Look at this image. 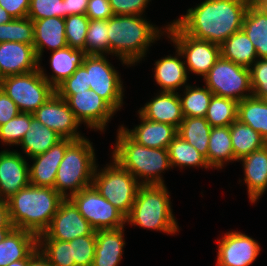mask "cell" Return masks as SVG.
I'll list each match as a JSON object with an SVG mask.
<instances>
[{"mask_svg":"<svg viewBox=\"0 0 267 266\" xmlns=\"http://www.w3.org/2000/svg\"><path fill=\"white\" fill-rule=\"evenodd\" d=\"M2 88V78L0 77V90Z\"/></svg>","mask_w":267,"mask_h":266,"instance_id":"obj_59","label":"cell"},{"mask_svg":"<svg viewBox=\"0 0 267 266\" xmlns=\"http://www.w3.org/2000/svg\"><path fill=\"white\" fill-rule=\"evenodd\" d=\"M38 246V236L24 229L13 228L0 241V266L25 259Z\"/></svg>","mask_w":267,"mask_h":266,"instance_id":"obj_25","label":"cell"},{"mask_svg":"<svg viewBox=\"0 0 267 266\" xmlns=\"http://www.w3.org/2000/svg\"><path fill=\"white\" fill-rule=\"evenodd\" d=\"M27 17L34 20L60 17L65 18V6L63 0H30Z\"/></svg>","mask_w":267,"mask_h":266,"instance_id":"obj_44","label":"cell"},{"mask_svg":"<svg viewBox=\"0 0 267 266\" xmlns=\"http://www.w3.org/2000/svg\"><path fill=\"white\" fill-rule=\"evenodd\" d=\"M32 22L34 25L33 46L39 63L45 46L51 51L67 47L64 18L49 17Z\"/></svg>","mask_w":267,"mask_h":266,"instance_id":"obj_22","label":"cell"},{"mask_svg":"<svg viewBox=\"0 0 267 266\" xmlns=\"http://www.w3.org/2000/svg\"><path fill=\"white\" fill-rule=\"evenodd\" d=\"M61 139L62 137L59 134L33 118L19 145L24 153L32 158L43 154Z\"/></svg>","mask_w":267,"mask_h":266,"instance_id":"obj_30","label":"cell"},{"mask_svg":"<svg viewBox=\"0 0 267 266\" xmlns=\"http://www.w3.org/2000/svg\"><path fill=\"white\" fill-rule=\"evenodd\" d=\"M38 248L53 266H75L70 241L38 239Z\"/></svg>","mask_w":267,"mask_h":266,"instance_id":"obj_40","label":"cell"},{"mask_svg":"<svg viewBox=\"0 0 267 266\" xmlns=\"http://www.w3.org/2000/svg\"><path fill=\"white\" fill-rule=\"evenodd\" d=\"M211 128L205 117H184L177 134L195 147L207 160Z\"/></svg>","mask_w":267,"mask_h":266,"instance_id":"obj_34","label":"cell"},{"mask_svg":"<svg viewBox=\"0 0 267 266\" xmlns=\"http://www.w3.org/2000/svg\"><path fill=\"white\" fill-rule=\"evenodd\" d=\"M21 111L16 103L0 90V126L6 124L9 120L16 117Z\"/></svg>","mask_w":267,"mask_h":266,"instance_id":"obj_49","label":"cell"},{"mask_svg":"<svg viewBox=\"0 0 267 266\" xmlns=\"http://www.w3.org/2000/svg\"><path fill=\"white\" fill-rule=\"evenodd\" d=\"M39 69L34 46L20 42L0 43V77L24 74Z\"/></svg>","mask_w":267,"mask_h":266,"instance_id":"obj_19","label":"cell"},{"mask_svg":"<svg viewBox=\"0 0 267 266\" xmlns=\"http://www.w3.org/2000/svg\"><path fill=\"white\" fill-rule=\"evenodd\" d=\"M168 152L171 168L173 166L180 168H185L186 166L210 168L206 158L178 134L169 144Z\"/></svg>","mask_w":267,"mask_h":266,"instance_id":"obj_35","label":"cell"},{"mask_svg":"<svg viewBox=\"0 0 267 266\" xmlns=\"http://www.w3.org/2000/svg\"><path fill=\"white\" fill-rule=\"evenodd\" d=\"M0 6L14 19H20L27 17L30 0H0Z\"/></svg>","mask_w":267,"mask_h":266,"instance_id":"obj_50","label":"cell"},{"mask_svg":"<svg viewBox=\"0 0 267 266\" xmlns=\"http://www.w3.org/2000/svg\"><path fill=\"white\" fill-rule=\"evenodd\" d=\"M70 245L75 266H92L95 256L96 230L91 235L71 240Z\"/></svg>","mask_w":267,"mask_h":266,"instance_id":"obj_43","label":"cell"},{"mask_svg":"<svg viewBox=\"0 0 267 266\" xmlns=\"http://www.w3.org/2000/svg\"><path fill=\"white\" fill-rule=\"evenodd\" d=\"M238 161L243 163L249 201L255 203L267 190V145Z\"/></svg>","mask_w":267,"mask_h":266,"instance_id":"obj_23","label":"cell"},{"mask_svg":"<svg viewBox=\"0 0 267 266\" xmlns=\"http://www.w3.org/2000/svg\"><path fill=\"white\" fill-rule=\"evenodd\" d=\"M95 230L124 227L126 216L106 200L92 185L69 197Z\"/></svg>","mask_w":267,"mask_h":266,"instance_id":"obj_11","label":"cell"},{"mask_svg":"<svg viewBox=\"0 0 267 266\" xmlns=\"http://www.w3.org/2000/svg\"><path fill=\"white\" fill-rule=\"evenodd\" d=\"M86 55L85 51L68 46L63 49L52 51L50 67L54 74L49 77L44 73V69L39 63L40 73L54 88H56L66 78L70 77L79 66H82Z\"/></svg>","mask_w":267,"mask_h":266,"instance_id":"obj_26","label":"cell"},{"mask_svg":"<svg viewBox=\"0 0 267 266\" xmlns=\"http://www.w3.org/2000/svg\"><path fill=\"white\" fill-rule=\"evenodd\" d=\"M114 15H142L151 0H108Z\"/></svg>","mask_w":267,"mask_h":266,"instance_id":"obj_47","label":"cell"},{"mask_svg":"<svg viewBox=\"0 0 267 266\" xmlns=\"http://www.w3.org/2000/svg\"><path fill=\"white\" fill-rule=\"evenodd\" d=\"M138 113L148 120L173 125L177 129L184 118L178 92L161 91L138 110Z\"/></svg>","mask_w":267,"mask_h":266,"instance_id":"obj_20","label":"cell"},{"mask_svg":"<svg viewBox=\"0 0 267 266\" xmlns=\"http://www.w3.org/2000/svg\"><path fill=\"white\" fill-rule=\"evenodd\" d=\"M238 102L229 98L213 95L205 119L211 127L230 126L237 120Z\"/></svg>","mask_w":267,"mask_h":266,"instance_id":"obj_37","label":"cell"},{"mask_svg":"<svg viewBox=\"0 0 267 266\" xmlns=\"http://www.w3.org/2000/svg\"><path fill=\"white\" fill-rule=\"evenodd\" d=\"M90 89L87 80V70L83 66H79L76 71L56 88L55 92L64 100L77 92Z\"/></svg>","mask_w":267,"mask_h":266,"instance_id":"obj_45","label":"cell"},{"mask_svg":"<svg viewBox=\"0 0 267 266\" xmlns=\"http://www.w3.org/2000/svg\"><path fill=\"white\" fill-rule=\"evenodd\" d=\"M184 95L181 98L183 117H205L213 93L208 87H192L185 85Z\"/></svg>","mask_w":267,"mask_h":266,"instance_id":"obj_36","label":"cell"},{"mask_svg":"<svg viewBox=\"0 0 267 266\" xmlns=\"http://www.w3.org/2000/svg\"><path fill=\"white\" fill-rule=\"evenodd\" d=\"M14 227L9 216V205L6 199L0 198V228Z\"/></svg>","mask_w":267,"mask_h":266,"instance_id":"obj_53","label":"cell"},{"mask_svg":"<svg viewBox=\"0 0 267 266\" xmlns=\"http://www.w3.org/2000/svg\"><path fill=\"white\" fill-rule=\"evenodd\" d=\"M267 103V95L262 98Z\"/></svg>","mask_w":267,"mask_h":266,"instance_id":"obj_58","label":"cell"},{"mask_svg":"<svg viewBox=\"0 0 267 266\" xmlns=\"http://www.w3.org/2000/svg\"><path fill=\"white\" fill-rule=\"evenodd\" d=\"M14 227H2L0 228V241H3L7 234L13 229Z\"/></svg>","mask_w":267,"mask_h":266,"instance_id":"obj_55","label":"cell"},{"mask_svg":"<svg viewBox=\"0 0 267 266\" xmlns=\"http://www.w3.org/2000/svg\"><path fill=\"white\" fill-rule=\"evenodd\" d=\"M85 15L90 20H108L114 14L108 0H89Z\"/></svg>","mask_w":267,"mask_h":266,"instance_id":"obj_48","label":"cell"},{"mask_svg":"<svg viewBox=\"0 0 267 266\" xmlns=\"http://www.w3.org/2000/svg\"><path fill=\"white\" fill-rule=\"evenodd\" d=\"M230 134L234 151V161H238L253 151L267 145V142L261 134L238 119L230 125Z\"/></svg>","mask_w":267,"mask_h":266,"instance_id":"obj_31","label":"cell"},{"mask_svg":"<svg viewBox=\"0 0 267 266\" xmlns=\"http://www.w3.org/2000/svg\"><path fill=\"white\" fill-rule=\"evenodd\" d=\"M220 53L222 58L246 68L252 67L258 58L253 43L242 29L220 45Z\"/></svg>","mask_w":267,"mask_h":266,"instance_id":"obj_29","label":"cell"},{"mask_svg":"<svg viewBox=\"0 0 267 266\" xmlns=\"http://www.w3.org/2000/svg\"><path fill=\"white\" fill-rule=\"evenodd\" d=\"M253 0H205L189 8L186 15L174 22L196 39L221 45L241 30L248 6Z\"/></svg>","mask_w":267,"mask_h":266,"instance_id":"obj_1","label":"cell"},{"mask_svg":"<svg viewBox=\"0 0 267 266\" xmlns=\"http://www.w3.org/2000/svg\"><path fill=\"white\" fill-rule=\"evenodd\" d=\"M14 18L0 6V24H5L9 23L13 20Z\"/></svg>","mask_w":267,"mask_h":266,"instance_id":"obj_54","label":"cell"},{"mask_svg":"<svg viewBox=\"0 0 267 266\" xmlns=\"http://www.w3.org/2000/svg\"><path fill=\"white\" fill-rule=\"evenodd\" d=\"M123 231L124 227L96 230L95 256L92 266H118L125 245Z\"/></svg>","mask_w":267,"mask_h":266,"instance_id":"obj_24","label":"cell"},{"mask_svg":"<svg viewBox=\"0 0 267 266\" xmlns=\"http://www.w3.org/2000/svg\"><path fill=\"white\" fill-rule=\"evenodd\" d=\"M32 113L20 112L16 117L0 126V140L9 145H19L30 127Z\"/></svg>","mask_w":267,"mask_h":266,"instance_id":"obj_41","label":"cell"},{"mask_svg":"<svg viewBox=\"0 0 267 266\" xmlns=\"http://www.w3.org/2000/svg\"><path fill=\"white\" fill-rule=\"evenodd\" d=\"M69 108L80 123L91 129L103 131L116 112L95 91L88 89L71 95L67 100ZM107 123V124H106Z\"/></svg>","mask_w":267,"mask_h":266,"instance_id":"obj_15","label":"cell"},{"mask_svg":"<svg viewBox=\"0 0 267 266\" xmlns=\"http://www.w3.org/2000/svg\"><path fill=\"white\" fill-rule=\"evenodd\" d=\"M177 56H167L155 62L154 78L161 91L175 92L187 82V69L185 62L178 59L182 56L176 48Z\"/></svg>","mask_w":267,"mask_h":266,"instance_id":"obj_27","label":"cell"},{"mask_svg":"<svg viewBox=\"0 0 267 266\" xmlns=\"http://www.w3.org/2000/svg\"><path fill=\"white\" fill-rule=\"evenodd\" d=\"M20 42L34 44V25L28 17L13 19L9 23L0 24V43Z\"/></svg>","mask_w":267,"mask_h":266,"instance_id":"obj_39","label":"cell"},{"mask_svg":"<svg viewBox=\"0 0 267 266\" xmlns=\"http://www.w3.org/2000/svg\"><path fill=\"white\" fill-rule=\"evenodd\" d=\"M241 29L253 43L257 57L267 58V11L252 1L245 13Z\"/></svg>","mask_w":267,"mask_h":266,"instance_id":"obj_28","label":"cell"},{"mask_svg":"<svg viewBox=\"0 0 267 266\" xmlns=\"http://www.w3.org/2000/svg\"><path fill=\"white\" fill-rule=\"evenodd\" d=\"M7 266H28V256L25 259L14 261Z\"/></svg>","mask_w":267,"mask_h":266,"instance_id":"obj_56","label":"cell"},{"mask_svg":"<svg viewBox=\"0 0 267 266\" xmlns=\"http://www.w3.org/2000/svg\"><path fill=\"white\" fill-rule=\"evenodd\" d=\"M165 32L186 58V69L203 78L221 56L219 45L187 35L175 22L168 24Z\"/></svg>","mask_w":267,"mask_h":266,"instance_id":"obj_10","label":"cell"},{"mask_svg":"<svg viewBox=\"0 0 267 266\" xmlns=\"http://www.w3.org/2000/svg\"><path fill=\"white\" fill-rule=\"evenodd\" d=\"M33 117L62 138L72 140L84 138L77 132L81 123L75 118L66 100L56 92L33 113Z\"/></svg>","mask_w":267,"mask_h":266,"instance_id":"obj_14","label":"cell"},{"mask_svg":"<svg viewBox=\"0 0 267 266\" xmlns=\"http://www.w3.org/2000/svg\"><path fill=\"white\" fill-rule=\"evenodd\" d=\"M65 6V18L69 15L86 14V8L89 0H63Z\"/></svg>","mask_w":267,"mask_h":266,"instance_id":"obj_51","label":"cell"},{"mask_svg":"<svg viewBox=\"0 0 267 266\" xmlns=\"http://www.w3.org/2000/svg\"><path fill=\"white\" fill-rule=\"evenodd\" d=\"M168 193L165 184L141 185L131 211L126 216V222L168 234L178 232Z\"/></svg>","mask_w":267,"mask_h":266,"instance_id":"obj_5","label":"cell"},{"mask_svg":"<svg viewBox=\"0 0 267 266\" xmlns=\"http://www.w3.org/2000/svg\"><path fill=\"white\" fill-rule=\"evenodd\" d=\"M221 239L217 241V266H250L261 250L258 242L241 232H227Z\"/></svg>","mask_w":267,"mask_h":266,"instance_id":"obj_16","label":"cell"},{"mask_svg":"<svg viewBox=\"0 0 267 266\" xmlns=\"http://www.w3.org/2000/svg\"><path fill=\"white\" fill-rule=\"evenodd\" d=\"M94 231L95 229L81 215L73 201L70 198H64L50 226L38 235V239L71 241L77 237L91 235Z\"/></svg>","mask_w":267,"mask_h":266,"instance_id":"obj_13","label":"cell"},{"mask_svg":"<svg viewBox=\"0 0 267 266\" xmlns=\"http://www.w3.org/2000/svg\"><path fill=\"white\" fill-rule=\"evenodd\" d=\"M92 143L87 138L74 140L67 148L59 164L54 189L69 198L81 189L92 186L96 168ZM70 191L68 194L66 190Z\"/></svg>","mask_w":267,"mask_h":266,"instance_id":"obj_6","label":"cell"},{"mask_svg":"<svg viewBox=\"0 0 267 266\" xmlns=\"http://www.w3.org/2000/svg\"><path fill=\"white\" fill-rule=\"evenodd\" d=\"M74 140L62 138L43 154L32 157L33 165L29 166V181L31 185L37 187L55 186L56 174L61 163L66 148Z\"/></svg>","mask_w":267,"mask_h":266,"instance_id":"obj_18","label":"cell"},{"mask_svg":"<svg viewBox=\"0 0 267 266\" xmlns=\"http://www.w3.org/2000/svg\"><path fill=\"white\" fill-rule=\"evenodd\" d=\"M237 119L257 131L267 142V103L254 96L238 102Z\"/></svg>","mask_w":267,"mask_h":266,"instance_id":"obj_33","label":"cell"},{"mask_svg":"<svg viewBox=\"0 0 267 266\" xmlns=\"http://www.w3.org/2000/svg\"><path fill=\"white\" fill-rule=\"evenodd\" d=\"M28 266H53L38 246L28 255Z\"/></svg>","mask_w":267,"mask_h":266,"instance_id":"obj_52","label":"cell"},{"mask_svg":"<svg viewBox=\"0 0 267 266\" xmlns=\"http://www.w3.org/2000/svg\"><path fill=\"white\" fill-rule=\"evenodd\" d=\"M252 66L249 69L253 96L263 98L267 95V58L257 59Z\"/></svg>","mask_w":267,"mask_h":266,"instance_id":"obj_46","label":"cell"},{"mask_svg":"<svg viewBox=\"0 0 267 266\" xmlns=\"http://www.w3.org/2000/svg\"><path fill=\"white\" fill-rule=\"evenodd\" d=\"M112 160L129 171L141 185H164L161 172L171 168L168 149L149 148L133 141L120 127ZM139 177V179H138Z\"/></svg>","mask_w":267,"mask_h":266,"instance_id":"obj_4","label":"cell"},{"mask_svg":"<svg viewBox=\"0 0 267 266\" xmlns=\"http://www.w3.org/2000/svg\"><path fill=\"white\" fill-rule=\"evenodd\" d=\"M113 161V164L107 165L100 171H97L98 166H96L92 185L106 200L127 216L141 184L129 171L122 168L115 160Z\"/></svg>","mask_w":267,"mask_h":266,"instance_id":"obj_7","label":"cell"},{"mask_svg":"<svg viewBox=\"0 0 267 266\" xmlns=\"http://www.w3.org/2000/svg\"><path fill=\"white\" fill-rule=\"evenodd\" d=\"M29 166L16 151L0 152V198L7 200L30 184Z\"/></svg>","mask_w":267,"mask_h":266,"instance_id":"obj_17","label":"cell"},{"mask_svg":"<svg viewBox=\"0 0 267 266\" xmlns=\"http://www.w3.org/2000/svg\"><path fill=\"white\" fill-rule=\"evenodd\" d=\"M141 124L130 130L121 126L124 132L136 143L149 148L168 149L177 135V128L162 122H154L139 113Z\"/></svg>","mask_w":267,"mask_h":266,"instance_id":"obj_21","label":"cell"},{"mask_svg":"<svg viewBox=\"0 0 267 266\" xmlns=\"http://www.w3.org/2000/svg\"><path fill=\"white\" fill-rule=\"evenodd\" d=\"M164 32L141 15H113L108 19L109 54L119 57L122 64L133 65Z\"/></svg>","mask_w":267,"mask_h":266,"instance_id":"obj_3","label":"cell"},{"mask_svg":"<svg viewBox=\"0 0 267 266\" xmlns=\"http://www.w3.org/2000/svg\"><path fill=\"white\" fill-rule=\"evenodd\" d=\"M1 89L21 112L32 114L55 93V88L42 76L39 69L3 77Z\"/></svg>","mask_w":267,"mask_h":266,"instance_id":"obj_8","label":"cell"},{"mask_svg":"<svg viewBox=\"0 0 267 266\" xmlns=\"http://www.w3.org/2000/svg\"><path fill=\"white\" fill-rule=\"evenodd\" d=\"M87 55L109 54L108 20H90L85 40Z\"/></svg>","mask_w":267,"mask_h":266,"instance_id":"obj_38","label":"cell"},{"mask_svg":"<svg viewBox=\"0 0 267 266\" xmlns=\"http://www.w3.org/2000/svg\"><path fill=\"white\" fill-rule=\"evenodd\" d=\"M257 5H259L263 10L267 11V0H253Z\"/></svg>","mask_w":267,"mask_h":266,"instance_id":"obj_57","label":"cell"},{"mask_svg":"<svg viewBox=\"0 0 267 266\" xmlns=\"http://www.w3.org/2000/svg\"><path fill=\"white\" fill-rule=\"evenodd\" d=\"M64 20L67 46L84 51L90 19L85 14H74L67 16Z\"/></svg>","mask_w":267,"mask_h":266,"instance_id":"obj_42","label":"cell"},{"mask_svg":"<svg viewBox=\"0 0 267 266\" xmlns=\"http://www.w3.org/2000/svg\"><path fill=\"white\" fill-rule=\"evenodd\" d=\"M234 161L230 126L212 127L207 151L210 168H222L225 162Z\"/></svg>","mask_w":267,"mask_h":266,"instance_id":"obj_32","label":"cell"},{"mask_svg":"<svg viewBox=\"0 0 267 266\" xmlns=\"http://www.w3.org/2000/svg\"><path fill=\"white\" fill-rule=\"evenodd\" d=\"M82 66L87 70L90 89L102 97L115 111L120 110L123 105V83L119 73L105 55H86Z\"/></svg>","mask_w":267,"mask_h":266,"instance_id":"obj_12","label":"cell"},{"mask_svg":"<svg viewBox=\"0 0 267 266\" xmlns=\"http://www.w3.org/2000/svg\"><path fill=\"white\" fill-rule=\"evenodd\" d=\"M204 81L206 87L216 96L229 98L237 102L253 96L250 69L221 56L204 77Z\"/></svg>","mask_w":267,"mask_h":266,"instance_id":"obj_9","label":"cell"},{"mask_svg":"<svg viewBox=\"0 0 267 266\" xmlns=\"http://www.w3.org/2000/svg\"><path fill=\"white\" fill-rule=\"evenodd\" d=\"M63 199L52 187L29 184L7 199L11 224L38 236L50 226Z\"/></svg>","mask_w":267,"mask_h":266,"instance_id":"obj_2","label":"cell"}]
</instances>
